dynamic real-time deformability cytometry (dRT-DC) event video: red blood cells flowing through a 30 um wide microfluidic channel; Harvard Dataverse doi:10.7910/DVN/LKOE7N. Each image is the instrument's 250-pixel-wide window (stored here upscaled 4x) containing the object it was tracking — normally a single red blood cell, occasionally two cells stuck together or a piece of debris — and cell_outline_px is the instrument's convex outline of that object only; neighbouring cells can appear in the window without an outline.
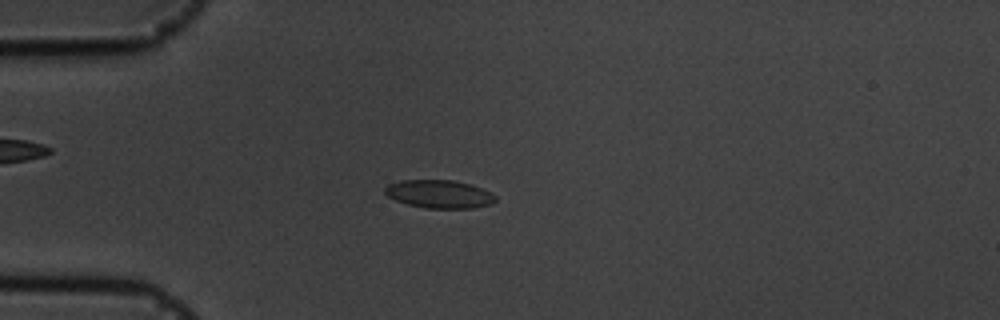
{"species": "common noctule bat (a hibernating species)", "species_latin": "Nyctalus noctula", "temperature_condition": "cold", "stored_images_in_passage": 56, "camera_frame_rate_fps": 3000, "um_per_image_px": 0.085, "animal": {"sex": "male", "body_mass_g": 19.5, "forearm_length_mm": 54.6}, "frame": {"image": 1, "passage_image": 15, "time_ms": 4.667, "image_size_px": [1000, 320], "cell_outline_px": [[496, 200], [492, 204], [472, 208], [424, 208], [408, 204], [396, 200], [388, 196], [384, 192], [384, 188], [388, 184], [400, 180], [452, 180], [472, 184], [496, 196]], "centroid_in_image_um": [37.32, 16.49], "position_along_channel_um": 47.7, "area_um2": 18.09}}
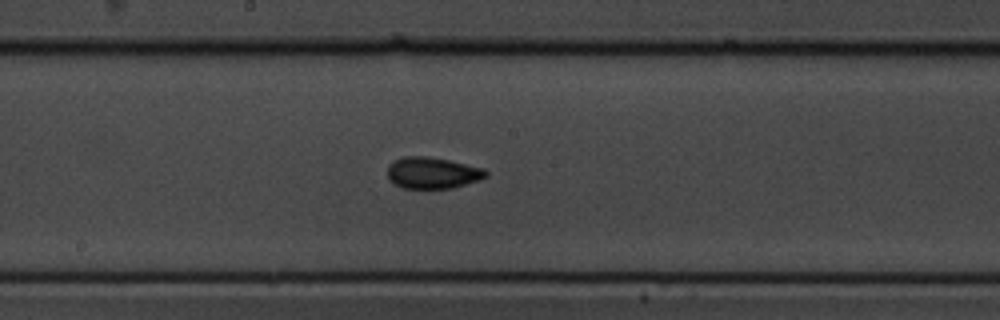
{"frame": {"image": 2, "passage_image": 30, "time_ms": 9.667, "image_size_px": [1000, 320], "cell_outline_px": [[488, 176], [480, 180], [452, 188], [404, 188], [388, 180], [388, 164], [392, 160], [404, 156], [424, 156], [448, 160], [484, 168], [488, 172]], "centroid_in_image_um": [36.75, 14.69], "position_along_channel_um": 211.4, "area_um2": 18.09}}
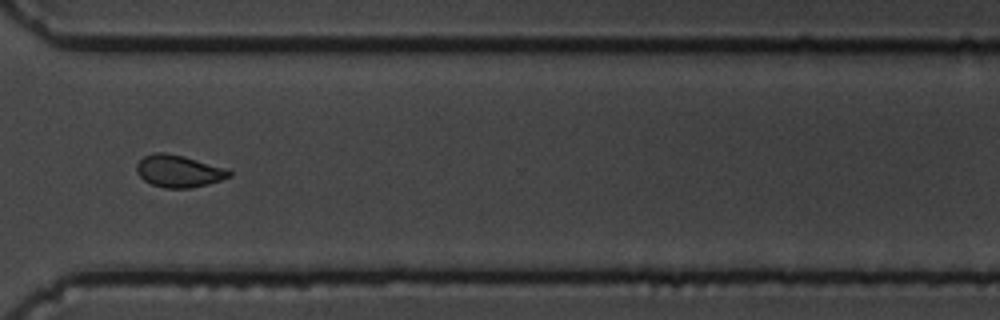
{"frame": {"image": 3, "passage_image": 42, "time_ms": 13.667, "image_size_px": [1000, 320], "cell_outline_px": [[232, 176], [208, 184], [192, 188], [164, 188], [152, 184], [144, 180], [136, 172], [136, 164], [144, 156], [156, 152], [164, 152], [184, 156], [228, 168], [232, 172]], "centroid_in_image_um": [15.21, 14.54], "position_along_channel_um": 355.4, "area_um2": 17.51}, "authors_computed_cell_mechanics": {"area_um2": 17.3978, "velocity_mm_per_s": 3.5967, "shape_relaxation_time_tau1_ms": 7.6692, "shape_relaxation_time_tau2_ms": 1.123, "deformation_change_tau1": 0.1402, "deformation_change_tau2": 0.0523}}